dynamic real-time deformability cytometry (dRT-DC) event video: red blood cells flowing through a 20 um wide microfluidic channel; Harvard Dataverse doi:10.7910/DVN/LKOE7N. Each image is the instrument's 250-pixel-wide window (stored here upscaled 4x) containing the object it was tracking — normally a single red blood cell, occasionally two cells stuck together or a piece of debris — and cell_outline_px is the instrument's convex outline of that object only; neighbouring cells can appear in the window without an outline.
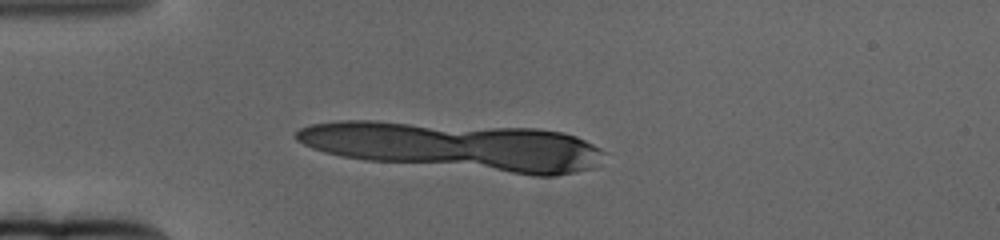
{"species": "human", "species_latin": "Homo sapiens", "temperature_condition": "cold", "stored_images_in_passage": 2, "segment_of_instrument_passage": [2, 2], "camera_frame_rate_fps": 3000, "um_per_image_px": 0.085, "donor": {"sex": "female"}, "frame": {"image": 1, "passage_image": 2, "time_ms": 0.333, "image_size_px": [1000, 240], "cell_outline_px": [[584, 144], [564, 168], [560, 172], [524, 172], [508, 168], [480, 132], [552, 132], [572, 136], [580, 140]], "centroid_in_image_um": [45.4, 12.75], "position_along_channel_um": 39.6, "area_um2": 22.08}}